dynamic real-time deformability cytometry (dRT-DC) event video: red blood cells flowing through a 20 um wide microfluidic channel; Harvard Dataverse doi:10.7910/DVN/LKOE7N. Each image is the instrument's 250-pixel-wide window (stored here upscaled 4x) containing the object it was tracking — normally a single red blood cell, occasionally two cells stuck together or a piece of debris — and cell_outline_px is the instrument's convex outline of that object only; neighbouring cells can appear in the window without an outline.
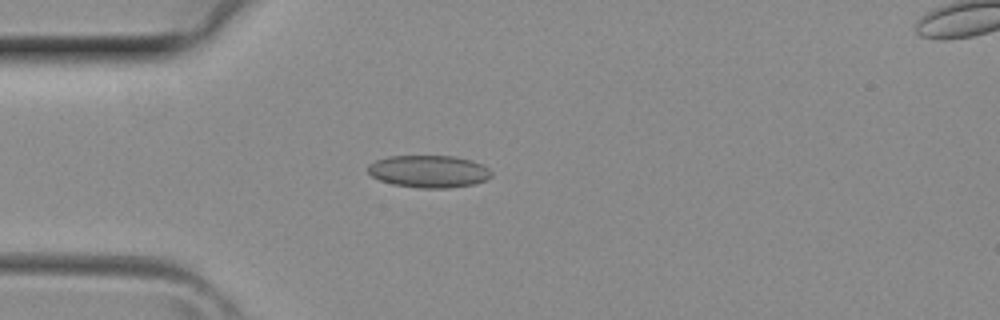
{"species": "common noctule bat (a hibernating species)", "species_latin": "Nyctalus noctula", "temperature_condition": "room temperature", "stored_images_in_passage": 4, "camera_frame_rate_fps": 3000, "um_per_image_px": 0.085, "animal": {"sex": "female", "body_mass_g": 29.2, "forearm_length_mm": 56.3}, "frame": {"image": 1, "passage_image": 3, "time_ms": 0.667, "image_size_px": [1000, 320], "cell_outline_px": [[492, 176], [488, 180], [476, 184], [452, 188], [420, 188], [392, 184], [380, 180], [372, 176], [368, 172], [368, 164], [376, 160], [388, 156], [452, 156], [472, 160], [488, 168], [492, 172]], "centroid_in_image_um": [36.48, 14.58], "position_along_channel_um": 48.5, "area_um2": 23.47}}